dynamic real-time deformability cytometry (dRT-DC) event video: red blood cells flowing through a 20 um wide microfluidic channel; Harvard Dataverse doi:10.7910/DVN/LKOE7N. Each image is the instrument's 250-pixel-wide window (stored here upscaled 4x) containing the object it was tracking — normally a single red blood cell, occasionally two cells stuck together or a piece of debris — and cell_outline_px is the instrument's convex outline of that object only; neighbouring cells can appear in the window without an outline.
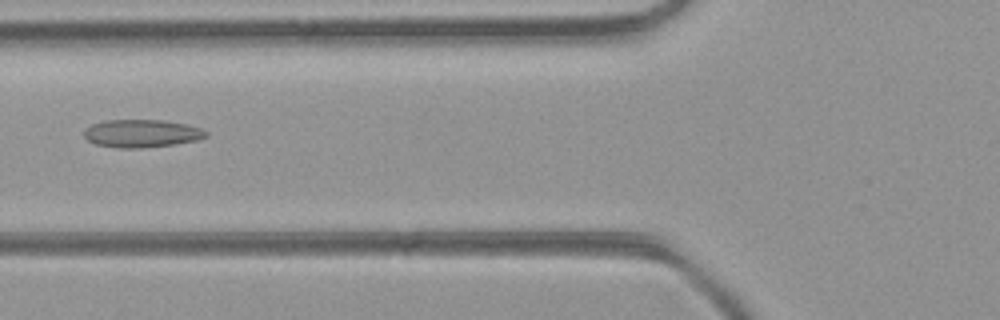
{"species": "common noctule bat (a hibernating species)", "species_latin": "Nyctalus noctula", "temperature_condition": "room temperature", "stored_images_in_passage": 35, "camera_frame_rate_fps": 3000, "um_per_image_px": 0.085, "animal": {"sex": "female", "body_mass_g": 21.9}, "frame": {"image": 1, "passage_image": 8, "time_ms": 2.333, "image_size_px": [1000, 320], "cell_outline_px": [[208, 136], [196, 140], [176, 144], [144, 148], [116, 148], [96, 144], [88, 140], [84, 136], [84, 128], [92, 124], [104, 120], [164, 120], [188, 124], [200, 128], [208, 132]], "centroid_in_image_um": [12.04, 11.34], "position_along_channel_um": 113.8, "area_um2": 20.0}}
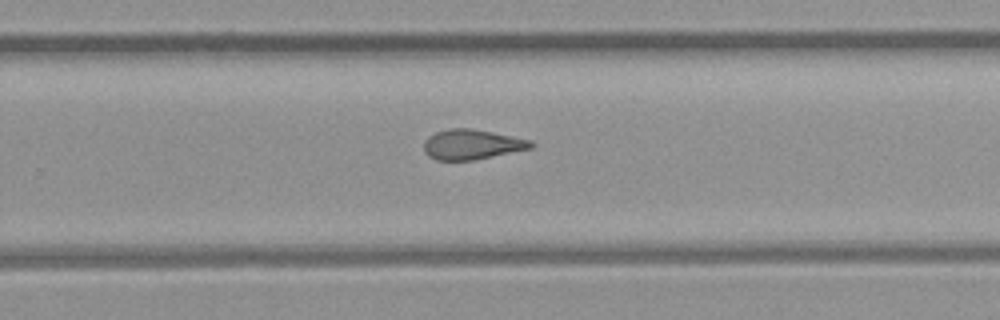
{"frame": {"image": 2, "passage_image": 20, "time_ms": 6.333, "image_size_px": [1000, 320], "cell_outline_px": [[536, 144], [532, 148], [472, 160], [436, 160], [428, 156], [424, 152], [424, 144], [428, 136], [436, 132], [448, 128], [468, 128], [492, 132], [532, 140]], "centroid_in_image_um": [40.11, 12.27], "position_along_channel_um": 289.7, "area_um2": 18.67}}
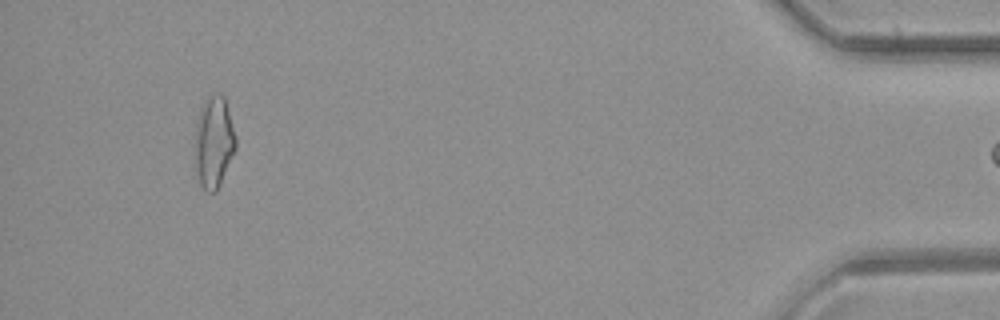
{"frame": {"image": 3, "passage_image": 34, "time_ms": 11.0, "image_size_px": [1000, 320], "cell_outline_px": [[236, 148], [220, 184], [216, 192], [208, 192], [200, 184], [196, 172], [192, 144], [196, 120], [200, 108], [208, 96], [224, 96], [236, 136]], "centroid_in_image_um": [18.13, 12.11], "position_along_channel_um": 417.1, "area_um2": 22.14}}